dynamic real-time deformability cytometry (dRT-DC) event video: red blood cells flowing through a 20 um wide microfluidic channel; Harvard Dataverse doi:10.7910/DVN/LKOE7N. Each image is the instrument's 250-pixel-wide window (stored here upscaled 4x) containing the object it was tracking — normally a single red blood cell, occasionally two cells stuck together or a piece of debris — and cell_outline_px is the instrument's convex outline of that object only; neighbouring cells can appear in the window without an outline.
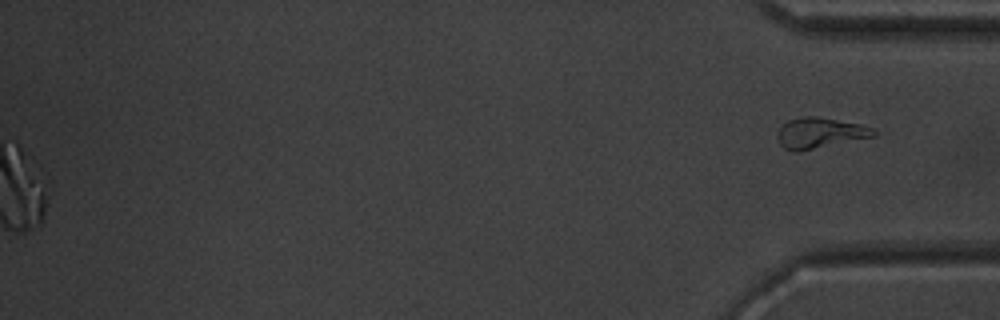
{"species": "common noctule bat (a hibernating species)", "species_latin": "Nyctalus noctula", "temperature_condition": "warm", "stored_images_in_passage": 36, "segment_of_instrument_passage": [2, 2], "camera_frame_rate_fps": 3000, "um_per_image_px": 0.085, "animal": {"sex": "male", "body_mass_g": 20.1, "forearm_length_mm": 53.5}, "frame": {"image": 1, "passage_image": 36, "time_ms": 11.667, "image_size_px": [1000, 320], "cell_outline_px": [[876, 136], [800, 152], [792, 152], [784, 148], [776, 140], [776, 132], [788, 120], [804, 116], [816, 116], [860, 124], [876, 128]], "centroid_in_image_um": [69.68, 11.32], "position_along_channel_um": 365.5, "area_um2": 17.51}}